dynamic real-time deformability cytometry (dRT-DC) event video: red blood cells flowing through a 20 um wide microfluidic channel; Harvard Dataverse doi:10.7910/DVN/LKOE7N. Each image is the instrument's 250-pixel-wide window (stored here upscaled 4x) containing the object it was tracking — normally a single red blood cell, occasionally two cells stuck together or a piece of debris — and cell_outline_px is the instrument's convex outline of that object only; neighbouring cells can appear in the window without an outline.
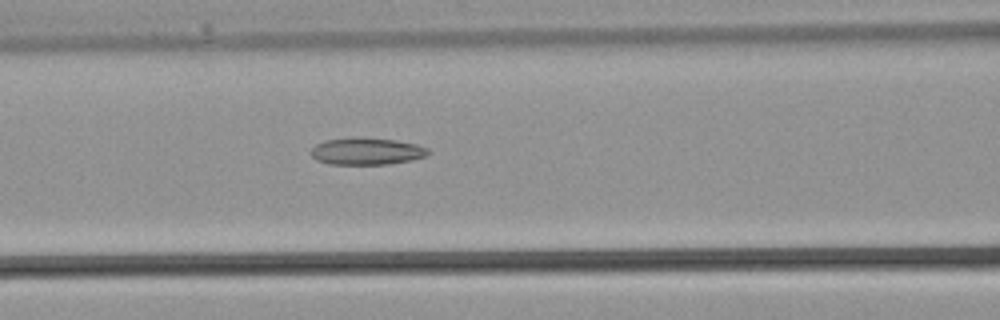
{"species": "common noctule bat (a hibernating species)", "species_latin": "Nyctalus noctula", "temperature_condition": "warm", "stored_images_in_passage": 36, "camera_frame_rate_fps": 3000, "um_per_image_px": 0.085, "animal": {"sex": "male", "body_mass_g": 21.5, "forearm_length_mm": 52.0}, "frame": {"image": 1, "passage_image": 15, "time_ms": 4.667, "image_size_px": [1000, 320], "cell_outline_px": [[432, 152], [424, 156], [412, 160], [388, 164], [328, 164], [316, 160], [312, 156], [312, 148], [316, 144], [324, 140], [360, 136], [396, 140], [416, 144], [428, 148]], "centroid_in_image_um": [31.17, 12.84], "position_along_channel_um": 135.4, "area_um2": 18.67}}
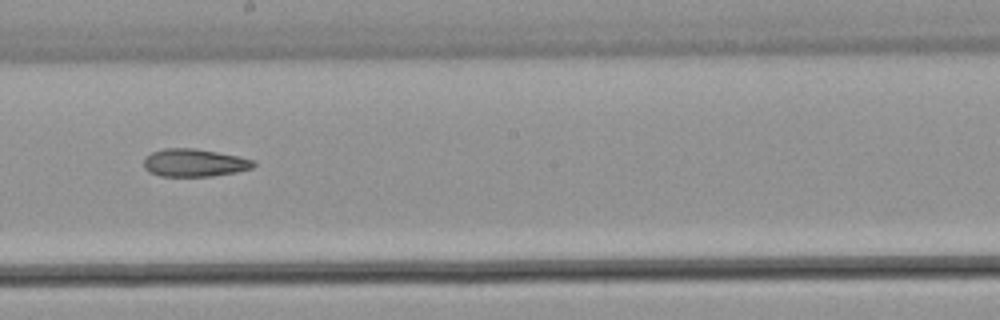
{"frame": {"image": 2, "passage_image": 20, "time_ms": 6.333, "image_size_px": [1000, 320], "cell_outline_px": [[256, 164], [252, 168], [236, 172], [212, 176], [160, 176], [148, 172], [144, 168], [144, 160], [152, 152], [164, 148], [196, 148], [240, 156], [256, 160]], "centroid_in_image_um": [16.55, 13.83], "position_along_channel_um": 231.7, "area_um2": 17.92}}
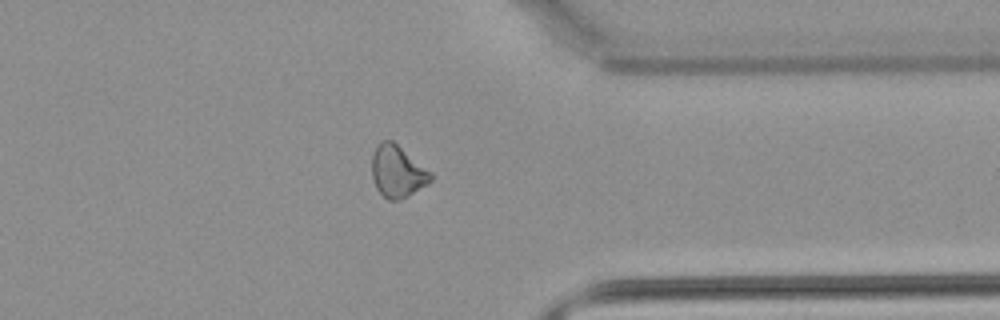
{"frame": {"image": 3, "passage_image": 28, "time_ms": 9.0, "image_size_px": [1000, 320], "cell_outline_px": [[432, 180], [428, 184], [408, 196], [400, 200], [388, 200], [376, 188], [372, 176], [372, 152], [376, 144], [380, 140], [392, 140], [432, 172]], "centroid_in_image_um": [33.77, 14.56], "position_along_channel_um": 377.6, "area_um2": 17.98}}